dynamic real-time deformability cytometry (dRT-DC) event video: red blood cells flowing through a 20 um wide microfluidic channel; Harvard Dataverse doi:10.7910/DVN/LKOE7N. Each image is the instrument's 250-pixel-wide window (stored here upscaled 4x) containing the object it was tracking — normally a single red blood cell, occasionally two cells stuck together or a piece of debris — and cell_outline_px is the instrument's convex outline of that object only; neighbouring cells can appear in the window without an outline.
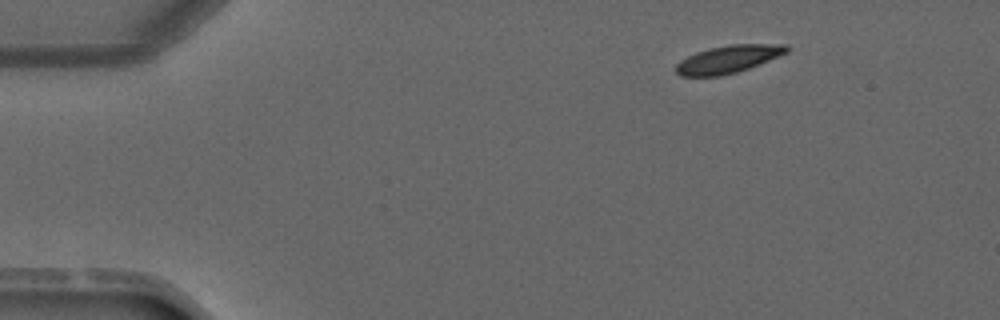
{"species": "common noctule bat (a hibernating species)", "species_latin": "Nyctalus noctula", "temperature_condition": "warm", "stored_images_in_passage": 5, "camera_frame_rate_fps": 3000, "um_per_image_px": 0.085, "animal": {"sex": "male", "forearm_length_mm": 52.5}, "frame": {"image": 1, "passage_image": 1, "time_ms": 0.0, "image_size_px": [1000, 320], "cell_outline_px": [[792, 48], [788, 52], [748, 68], [736, 72], [720, 76], [680, 76], [676, 72], [676, 64], [680, 60], [696, 52], [708, 48], [728, 44], [788, 44]], "centroid_in_image_um": [61.91, 5.01], "position_along_channel_um": 23.1, "area_um2": 17.86}}
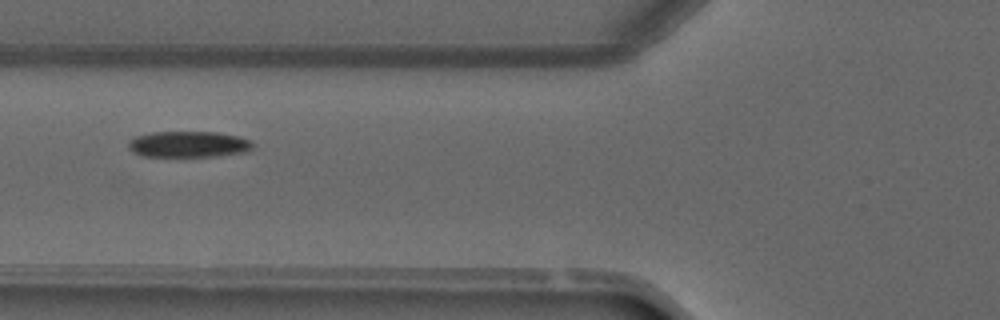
{"frame": {"image": 2, "passage_image": 4, "time_ms": 3.667, "image_size_px": [1000, 320], "cell_outline_px": [[252, 148], [248, 152], [220, 156], [140, 156], [132, 152], [128, 148], [128, 144], [136, 136], [152, 132], [216, 132], [240, 136], [252, 140]], "centroid_in_image_um": [16.07, 12.27], "position_along_channel_um": 109.7, "area_um2": 19.07}}
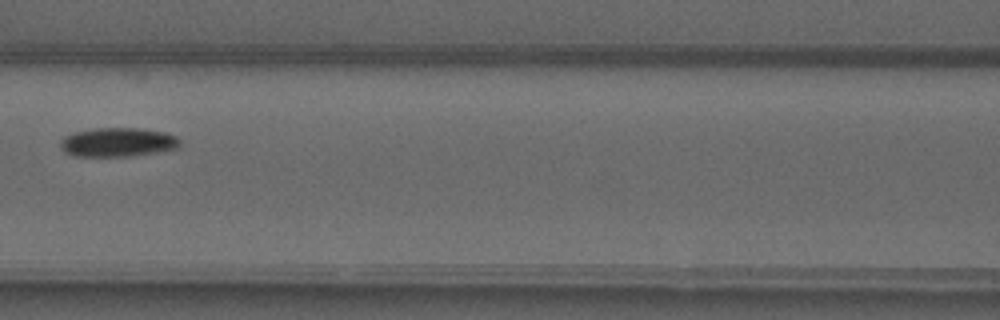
{"frame": {"image": 3, "passage_image": 5, "time_ms": 4.667, "image_size_px": [1000, 320], "cell_outline_px": [[180, 144], [176, 148], [128, 156], [72, 156], [64, 152], [60, 148], [60, 140], [64, 136], [76, 132], [92, 128], [136, 128], [164, 132], [176, 136], [180, 140]], "centroid_in_image_um": [9.94, 12.08], "position_along_channel_um": 156.7, "area_um2": 20.06}}